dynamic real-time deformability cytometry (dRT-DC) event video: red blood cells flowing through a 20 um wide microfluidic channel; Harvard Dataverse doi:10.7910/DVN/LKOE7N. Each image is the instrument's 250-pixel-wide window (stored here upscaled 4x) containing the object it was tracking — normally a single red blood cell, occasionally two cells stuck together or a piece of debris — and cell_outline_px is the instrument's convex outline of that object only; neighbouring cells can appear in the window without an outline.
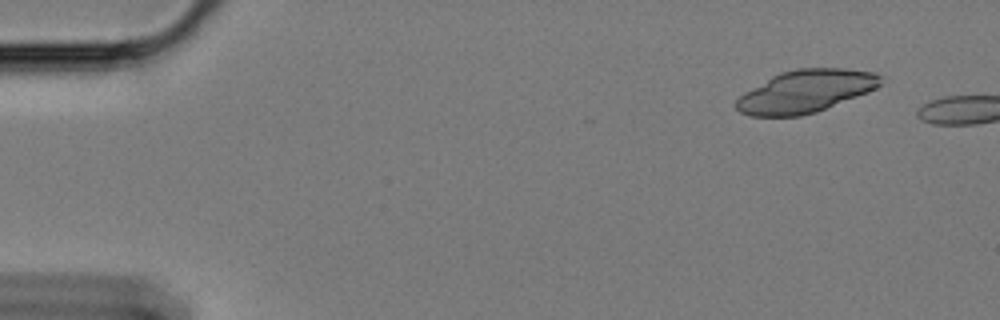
{"species": "Egyptian fruit bat (a non-hibernating species)", "species_latin": "Rousettus aegyptiacus", "temperature_condition": "cold", "stored_images_in_passage": 12, "camera_frame_rate_fps": 3000, "um_per_image_px": 0.085, "animal": {"sex": "female"}, "frame": {"image": 1, "passage_image": 1, "time_ms": 0.0, "image_size_px": [1000, 320], "cell_outline_px": [[880, 84], [876, 88], [868, 92], [816, 112], [800, 116], [752, 116], [740, 112], [736, 108], [736, 100], [744, 92], [772, 76], [780, 72], [796, 68], [844, 68], [876, 72], [880, 76]], "centroid_in_image_um": [68.47, 7.75], "position_along_channel_um": 16.5, "area_um2": 35.66}}